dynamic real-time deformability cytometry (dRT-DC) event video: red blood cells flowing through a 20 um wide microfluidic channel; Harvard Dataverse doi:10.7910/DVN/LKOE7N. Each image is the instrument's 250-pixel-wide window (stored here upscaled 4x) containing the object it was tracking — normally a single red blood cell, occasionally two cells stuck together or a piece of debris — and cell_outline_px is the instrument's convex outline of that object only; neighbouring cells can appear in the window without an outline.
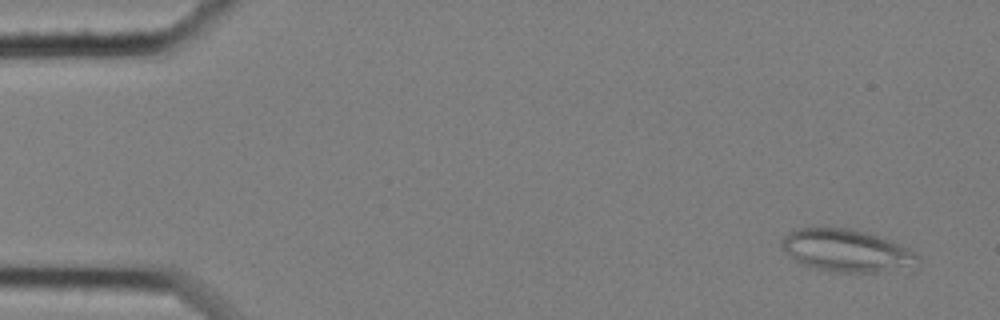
{"species": "common noctule bat (a hibernating species)", "species_latin": "Nyctalus noctula", "temperature_condition": "cold", "stored_images_in_passage": 59, "segment_of_instrument_passage": [1, 2], "camera_frame_rate_fps": 3000, "um_per_image_px": 0.085, "animal": {"sex": "female", "body_mass_g": 25.1}, "frame": {"image": 1, "passage_image": 3, "time_ms": 0.667, "image_size_px": [1000, 320], "cell_outline_px": [[920, 260], [876, 272], [828, 272], [812, 268], [796, 260], [780, 248], [780, 240], [788, 232], [800, 228], [848, 228], [868, 232], [908, 248], [916, 252], [920, 256]], "centroid_in_image_um": [71.83, 21.27], "position_along_channel_um": 13.2, "area_um2": 32.95}}
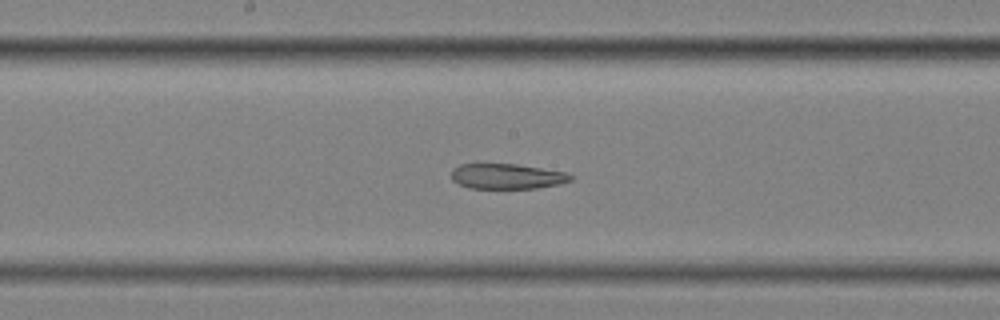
{"frame": {"image": 2, "passage_image": 30, "time_ms": 9.667, "image_size_px": [1000, 320], "cell_outline_px": [[572, 180], [560, 184], [536, 188], [468, 188], [452, 180], [452, 168], [460, 164], [516, 164], [568, 172], [572, 176]], "centroid_in_image_um": [43.11, 14.98], "position_along_channel_um": 205.1, "area_um2": 17.57}}
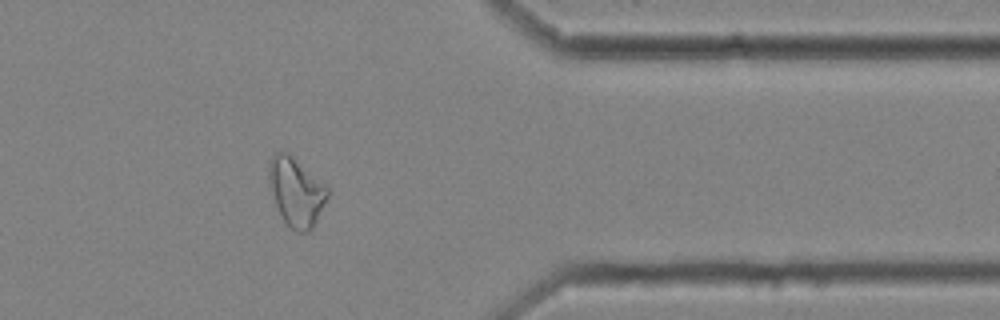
{"frame": {"image": 3, "passage_image": 47, "time_ms": 15.333, "image_size_px": [1000, 320], "cell_outline_px": [[328, 196], [312, 228], [308, 232], [300, 232], [292, 228], [284, 220], [276, 204], [268, 184], [268, 164], [272, 156], [276, 152], [288, 152], [324, 184], [328, 188]], "centroid_in_image_um": [25.15, 16.28], "position_along_channel_um": 386.3, "area_um2": 22.95}}